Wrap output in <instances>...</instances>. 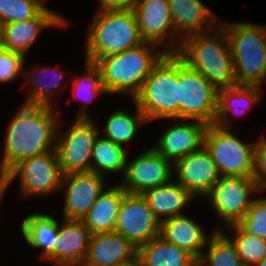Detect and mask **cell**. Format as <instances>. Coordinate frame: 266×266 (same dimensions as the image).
I'll return each mask as SVG.
<instances>
[{
  "instance_id": "cell-44",
  "label": "cell",
  "mask_w": 266,
  "mask_h": 266,
  "mask_svg": "<svg viewBox=\"0 0 266 266\" xmlns=\"http://www.w3.org/2000/svg\"><path fill=\"white\" fill-rule=\"evenodd\" d=\"M191 266H203L198 260L193 263Z\"/></svg>"
},
{
  "instance_id": "cell-30",
  "label": "cell",
  "mask_w": 266,
  "mask_h": 266,
  "mask_svg": "<svg viewBox=\"0 0 266 266\" xmlns=\"http://www.w3.org/2000/svg\"><path fill=\"white\" fill-rule=\"evenodd\" d=\"M84 71L81 75L74 74L70 80H72L71 93L76 100H82L80 110H78L75 118H93L89 111V103L94 98H99L101 94H108L103 87L102 74L98 66L90 61L84 62ZM78 75V76H77Z\"/></svg>"
},
{
  "instance_id": "cell-39",
  "label": "cell",
  "mask_w": 266,
  "mask_h": 266,
  "mask_svg": "<svg viewBox=\"0 0 266 266\" xmlns=\"http://www.w3.org/2000/svg\"><path fill=\"white\" fill-rule=\"evenodd\" d=\"M0 188H7V172L0 161Z\"/></svg>"
},
{
  "instance_id": "cell-23",
  "label": "cell",
  "mask_w": 266,
  "mask_h": 266,
  "mask_svg": "<svg viewBox=\"0 0 266 266\" xmlns=\"http://www.w3.org/2000/svg\"><path fill=\"white\" fill-rule=\"evenodd\" d=\"M261 88L259 86L235 85L219 89L214 124L220 128L232 129L234 127L233 114L242 117L251 107L259 105V101L262 99Z\"/></svg>"
},
{
  "instance_id": "cell-19",
  "label": "cell",
  "mask_w": 266,
  "mask_h": 266,
  "mask_svg": "<svg viewBox=\"0 0 266 266\" xmlns=\"http://www.w3.org/2000/svg\"><path fill=\"white\" fill-rule=\"evenodd\" d=\"M92 233L82 220L59 219L54 252L46 259L52 266H81Z\"/></svg>"
},
{
  "instance_id": "cell-33",
  "label": "cell",
  "mask_w": 266,
  "mask_h": 266,
  "mask_svg": "<svg viewBox=\"0 0 266 266\" xmlns=\"http://www.w3.org/2000/svg\"><path fill=\"white\" fill-rule=\"evenodd\" d=\"M221 231L233 242L245 266H254L266 256V240L245 232L238 224L225 227ZM227 231L232 232V236Z\"/></svg>"
},
{
  "instance_id": "cell-7",
  "label": "cell",
  "mask_w": 266,
  "mask_h": 266,
  "mask_svg": "<svg viewBox=\"0 0 266 266\" xmlns=\"http://www.w3.org/2000/svg\"><path fill=\"white\" fill-rule=\"evenodd\" d=\"M255 143L244 142L233 129L208 125L204 146L211 154L221 176H254Z\"/></svg>"
},
{
  "instance_id": "cell-12",
  "label": "cell",
  "mask_w": 266,
  "mask_h": 266,
  "mask_svg": "<svg viewBox=\"0 0 266 266\" xmlns=\"http://www.w3.org/2000/svg\"><path fill=\"white\" fill-rule=\"evenodd\" d=\"M131 159L128 156L125 174L119 181L128 193L142 194L148 189L167 184L174 179L173 162L152 146L144 148L138 156Z\"/></svg>"
},
{
  "instance_id": "cell-5",
  "label": "cell",
  "mask_w": 266,
  "mask_h": 266,
  "mask_svg": "<svg viewBox=\"0 0 266 266\" xmlns=\"http://www.w3.org/2000/svg\"><path fill=\"white\" fill-rule=\"evenodd\" d=\"M220 25L227 32L236 85L262 87L266 82V24L242 21Z\"/></svg>"
},
{
  "instance_id": "cell-35",
  "label": "cell",
  "mask_w": 266,
  "mask_h": 266,
  "mask_svg": "<svg viewBox=\"0 0 266 266\" xmlns=\"http://www.w3.org/2000/svg\"><path fill=\"white\" fill-rule=\"evenodd\" d=\"M237 224L245 232L266 240V196L255 197L248 212Z\"/></svg>"
},
{
  "instance_id": "cell-28",
  "label": "cell",
  "mask_w": 266,
  "mask_h": 266,
  "mask_svg": "<svg viewBox=\"0 0 266 266\" xmlns=\"http://www.w3.org/2000/svg\"><path fill=\"white\" fill-rule=\"evenodd\" d=\"M134 112L129 108H117L113 111L106 122L102 126L103 129H99V132H103L102 137L111 140L113 143L124 146L127 148L128 143L135 140L139 129H142L143 125L148 124V120L145 114L139 109V107L132 101Z\"/></svg>"
},
{
  "instance_id": "cell-21",
  "label": "cell",
  "mask_w": 266,
  "mask_h": 266,
  "mask_svg": "<svg viewBox=\"0 0 266 266\" xmlns=\"http://www.w3.org/2000/svg\"><path fill=\"white\" fill-rule=\"evenodd\" d=\"M137 256V248L122 234L112 231L92 234L81 266H115Z\"/></svg>"
},
{
  "instance_id": "cell-9",
  "label": "cell",
  "mask_w": 266,
  "mask_h": 266,
  "mask_svg": "<svg viewBox=\"0 0 266 266\" xmlns=\"http://www.w3.org/2000/svg\"><path fill=\"white\" fill-rule=\"evenodd\" d=\"M260 193L263 194V191L254 177L221 176L204 197L224 224L222 227L220 224L214 226L215 229L222 230L223 227L237 224L248 212L254 196Z\"/></svg>"
},
{
  "instance_id": "cell-1",
  "label": "cell",
  "mask_w": 266,
  "mask_h": 266,
  "mask_svg": "<svg viewBox=\"0 0 266 266\" xmlns=\"http://www.w3.org/2000/svg\"><path fill=\"white\" fill-rule=\"evenodd\" d=\"M42 101L25 99L7 123L4 143L0 146L3 168L8 172L15 164L56 149L60 110Z\"/></svg>"
},
{
  "instance_id": "cell-6",
  "label": "cell",
  "mask_w": 266,
  "mask_h": 266,
  "mask_svg": "<svg viewBox=\"0 0 266 266\" xmlns=\"http://www.w3.org/2000/svg\"><path fill=\"white\" fill-rule=\"evenodd\" d=\"M133 101L148 122L178 118V56L167 53L143 82Z\"/></svg>"
},
{
  "instance_id": "cell-24",
  "label": "cell",
  "mask_w": 266,
  "mask_h": 266,
  "mask_svg": "<svg viewBox=\"0 0 266 266\" xmlns=\"http://www.w3.org/2000/svg\"><path fill=\"white\" fill-rule=\"evenodd\" d=\"M19 231L26 245L41 249L39 258L46 259L54 252V247L58 238L59 220L52 212L29 213L20 222Z\"/></svg>"
},
{
  "instance_id": "cell-15",
  "label": "cell",
  "mask_w": 266,
  "mask_h": 266,
  "mask_svg": "<svg viewBox=\"0 0 266 266\" xmlns=\"http://www.w3.org/2000/svg\"><path fill=\"white\" fill-rule=\"evenodd\" d=\"M161 222L142 194L125 193L120 205L115 231L136 248L160 235Z\"/></svg>"
},
{
  "instance_id": "cell-42",
  "label": "cell",
  "mask_w": 266,
  "mask_h": 266,
  "mask_svg": "<svg viewBox=\"0 0 266 266\" xmlns=\"http://www.w3.org/2000/svg\"><path fill=\"white\" fill-rule=\"evenodd\" d=\"M9 189L8 188H0V206H1V201H3V197H5V194L7 193Z\"/></svg>"
},
{
  "instance_id": "cell-2",
  "label": "cell",
  "mask_w": 266,
  "mask_h": 266,
  "mask_svg": "<svg viewBox=\"0 0 266 266\" xmlns=\"http://www.w3.org/2000/svg\"><path fill=\"white\" fill-rule=\"evenodd\" d=\"M175 54L217 89L236 85L229 40L221 25L213 31L184 38Z\"/></svg>"
},
{
  "instance_id": "cell-26",
  "label": "cell",
  "mask_w": 266,
  "mask_h": 266,
  "mask_svg": "<svg viewBox=\"0 0 266 266\" xmlns=\"http://www.w3.org/2000/svg\"><path fill=\"white\" fill-rule=\"evenodd\" d=\"M142 196L160 222L172 216L186 214V206H190L191 201L195 199L185 187L174 179L167 184L144 191Z\"/></svg>"
},
{
  "instance_id": "cell-10",
  "label": "cell",
  "mask_w": 266,
  "mask_h": 266,
  "mask_svg": "<svg viewBox=\"0 0 266 266\" xmlns=\"http://www.w3.org/2000/svg\"><path fill=\"white\" fill-rule=\"evenodd\" d=\"M218 90L178 57V119L215 123Z\"/></svg>"
},
{
  "instance_id": "cell-29",
  "label": "cell",
  "mask_w": 266,
  "mask_h": 266,
  "mask_svg": "<svg viewBox=\"0 0 266 266\" xmlns=\"http://www.w3.org/2000/svg\"><path fill=\"white\" fill-rule=\"evenodd\" d=\"M140 266H191L197 259L161 236L137 248Z\"/></svg>"
},
{
  "instance_id": "cell-31",
  "label": "cell",
  "mask_w": 266,
  "mask_h": 266,
  "mask_svg": "<svg viewBox=\"0 0 266 266\" xmlns=\"http://www.w3.org/2000/svg\"><path fill=\"white\" fill-rule=\"evenodd\" d=\"M99 134L95 139L92 158L91 171L104 176L110 174H122L124 176L128 154L126 147L113 143L111 140Z\"/></svg>"
},
{
  "instance_id": "cell-40",
  "label": "cell",
  "mask_w": 266,
  "mask_h": 266,
  "mask_svg": "<svg viewBox=\"0 0 266 266\" xmlns=\"http://www.w3.org/2000/svg\"><path fill=\"white\" fill-rule=\"evenodd\" d=\"M115 266H140V262H139L138 256H136L134 259L130 261L116 264Z\"/></svg>"
},
{
  "instance_id": "cell-38",
  "label": "cell",
  "mask_w": 266,
  "mask_h": 266,
  "mask_svg": "<svg viewBox=\"0 0 266 266\" xmlns=\"http://www.w3.org/2000/svg\"><path fill=\"white\" fill-rule=\"evenodd\" d=\"M138 1L139 0H96L97 8H95L94 10L96 9L133 10Z\"/></svg>"
},
{
  "instance_id": "cell-20",
  "label": "cell",
  "mask_w": 266,
  "mask_h": 266,
  "mask_svg": "<svg viewBox=\"0 0 266 266\" xmlns=\"http://www.w3.org/2000/svg\"><path fill=\"white\" fill-rule=\"evenodd\" d=\"M175 34L182 41L191 35L216 29L220 22L201 0H168Z\"/></svg>"
},
{
  "instance_id": "cell-43",
  "label": "cell",
  "mask_w": 266,
  "mask_h": 266,
  "mask_svg": "<svg viewBox=\"0 0 266 266\" xmlns=\"http://www.w3.org/2000/svg\"><path fill=\"white\" fill-rule=\"evenodd\" d=\"M254 266H266V256L261 260L259 263H257Z\"/></svg>"
},
{
  "instance_id": "cell-27",
  "label": "cell",
  "mask_w": 266,
  "mask_h": 266,
  "mask_svg": "<svg viewBox=\"0 0 266 266\" xmlns=\"http://www.w3.org/2000/svg\"><path fill=\"white\" fill-rule=\"evenodd\" d=\"M126 191L117 182L108 186L90 208L83 222L92 234L115 231L119 209Z\"/></svg>"
},
{
  "instance_id": "cell-32",
  "label": "cell",
  "mask_w": 266,
  "mask_h": 266,
  "mask_svg": "<svg viewBox=\"0 0 266 266\" xmlns=\"http://www.w3.org/2000/svg\"><path fill=\"white\" fill-rule=\"evenodd\" d=\"M205 249L198 259L203 266H245L233 242L221 230L214 232Z\"/></svg>"
},
{
  "instance_id": "cell-16",
  "label": "cell",
  "mask_w": 266,
  "mask_h": 266,
  "mask_svg": "<svg viewBox=\"0 0 266 266\" xmlns=\"http://www.w3.org/2000/svg\"><path fill=\"white\" fill-rule=\"evenodd\" d=\"M166 120H170L168 127L152 145L162 156L174 163L204 146L207 123L195 119Z\"/></svg>"
},
{
  "instance_id": "cell-37",
  "label": "cell",
  "mask_w": 266,
  "mask_h": 266,
  "mask_svg": "<svg viewBox=\"0 0 266 266\" xmlns=\"http://www.w3.org/2000/svg\"><path fill=\"white\" fill-rule=\"evenodd\" d=\"M261 191L266 192V137L256 139L254 176Z\"/></svg>"
},
{
  "instance_id": "cell-18",
  "label": "cell",
  "mask_w": 266,
  "mask_h": 266,
  "mask_svg": "<svg viewBox=\"0 0 266 266\" xmlns=\"http://www.w3.org/2000/svg\"><path fill=\"white\" fill-rule=\"evenodd\" d=\"M68 22L65 16L46 6L32 19L4 24L3 47L9 51L20 52L27 58L29 50L42 31L49 28H64L70 24Z\"/></svg>"
},
{
  "instance_id": "cell-8",
  "label": "cell",
  "mask_w": 266,
  "mask_h": 266,
  "mask_svg": "<svg viewBox=\"0 0 266 266\" xmlns=\"http://www.w3.org/2000/svg\"><path fill=\"white\" fill-rule=\"evenodd\" d=\"M63 173L56 150L21 160L7 172V188L19 180V195L29 200L59 193Z\"/></svg>"
},
{
  "instance_id": "cell-4",
  "label": "cell",
  "mask_w": 266,
  "mask_h": 266,
  "mask_svg": "<svg viewBox=\"0 0 266 266\" xmlns=\"http://www.w3.org/2000/svg\"><path fill=\"white\" fill-rule=\"evenodd\" d=\"M93 14L84 37V60L95 63L144 42L133 10L104 9L94 10Z\"/></svg>"
},
{
  "instance_id": "cell-25",
  "label": "cell",
  "mask_w": 266,
  "mask_h": 266,
  "mask_svg": "<svg viewBox=\"0 0 266 266\" xmlns=\"http://www.w3.org/2000/svg\"><path fill=\"white\" fill-rule=\"evenodd\" d=\"M51 67V68H50ZM24 66L23 78L25 85L29 86L26 99L42 101L47 106H55L59 93H63L67 86L65 71H60L58 66H36L27 69ZM50 76V80H48ZM65 80V81H64ZM66 87V88H65ZM54 93H56L54 95ZM58 96V97H57ZM55 105H54V104Z\"/></svg>"
},
{
  "instance_id": "cell-22",
  "label": "cell",
  "mask_w": 266,
  "mask_h": 266,
  "mask_svg": "<svg viewBox=\"0 0 266 266\" xmlns=\"http://www.w3.org/2000/svg\"><path fill=\"white\" fill-rule=\"evenodd\" d=\"M203 228L197 220L183 214L162 221L159 236L188 251L198 260L209 238L216 231L213 227L211 233H208Z\"/></svg>"
},
{
  "instance_id": "cell-13",
  "label": "cell",
  "mask_w": 266,
  "mask_h": 266,
  "mask_svg": "<svg viewBox=\"0 0 266 266\" xmlns=\"http://www.w3.org/2000/svg\"><path fill=\"white\" fill-rule=\"evenodd\" d=\"M144 42L158 45L167 53H176L181 40L175 27L168 0H139L133 9Z\"/></svg>"
},
{
  "instance_id": "cell-11",
  "label": "cell",
  "mask_w": 266,
  "mask_h": 266,
  "mask_svg": "<svg viewBox=\"0 0 266 266\" xmlns=\"http://www.w3.org/2000/svg\"><path fill=\"white\" fill-rule=\"evenodd\" d=\"M95 120V118H74L68 129L62 133L60 119L55 150L63 175L91 171L93 145L100 134L99 123Z\"/></svg>"
},
{
  "instance_id": "cell-41",
  "label": "cell",
  "mask_w": 266,
  "mask_h": 266,
  "mask_svg": "<svg viewBox=\"0 0 266 266\" xmlns=\"http://www.w3.org/2000/svg\"><path fill=\"white\" fill-rule=\"evenodd\" d=\"M3 47V23L0 21V49Z\"/></svg>"
},
{
  "instance_id": "cell-14",
  "label": "cell",
  "mask_w": 266,
  "mask_h": 266,
  "mask_svg": "<svg viewBox=\"0 0 266 266\" xmlns=\"http://www.w3.org/2000/svg\"><path fill=\"white\" fill-rule=\"evenodd\" d=\"M107 178L96 172H75L63 175V219L83 220L100 194L107 188Z\"/></svg>"
},
{
  "instance_id": "cell-36",
  "label": "cell",
  "mask_w": 266,
  "mask_h": 266,
  "mask_svg": "<svg viewBox=\"0 0 266 266\" xmlns=\"http://www.w3.org/2000/svg\"><path fill=\"white\" fill-rule=\"evenodd\" d=\"M28 59L20 53L0 49V83H13L23 78L24 66Z\"/></svg>"
},
{
  "instance_id": "cell-17",
  "label": "cell",
  "mask_w": 266,
  "mask_h": 266,
  "mask_svg": "<svg viewBox=\"0 0 266 266\" xmlns=\"http://www.w3.org/2000/svg\"><path fill=\"white\" fill-rule=\"evenodd\" d=\"M174 180L185 187L195 198L204 197L221 177L211 154L203 146L200 150L173 163Z\"/></svg>"
},
{
  "instance_id": "cell-3",
  "label": "cell",
  "mask_w": 266,
  "mask_h": 266,
  "mask_svg": "<svg viewBox=\"0 0 266 266\" xmlns=\"http://www.w3.org/2000/svg\"><path fill=\"white\" fill-rule=\"evenodd\" d=\"M167 54L158 45L143 42L124 52L99 58L103 87L108 95H126L132 100L153 68Z\"/></svg>"
},
{
  "instance_id": "cell-34",
  "label": "cell",
  "mask_w": 266,
  "mask_h": 266,
  "mask_svg": "<svg viewBox=\"0 0 266 266\" xmlns=\"http://www.w3.org/2000/svg\"><path fill=\"white\" fill-rule=\"evenodd\" d=\"M46 0H0V21L4 24L26 21L36 17Z\"/></svg>"
}]
</instances>
